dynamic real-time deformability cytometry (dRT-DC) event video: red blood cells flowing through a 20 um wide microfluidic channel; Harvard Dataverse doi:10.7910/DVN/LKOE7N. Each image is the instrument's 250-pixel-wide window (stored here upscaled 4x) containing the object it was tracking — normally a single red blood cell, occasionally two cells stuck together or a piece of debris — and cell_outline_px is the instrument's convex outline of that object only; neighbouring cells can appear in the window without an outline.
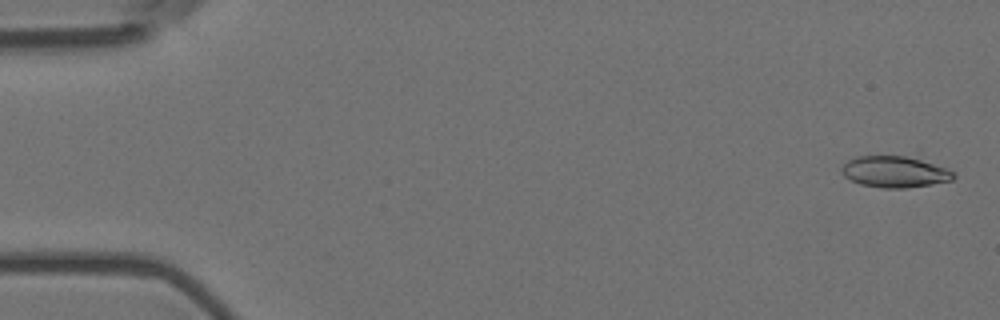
{"species": "Egyptian fruit bat (a non-hibernating species)", "species_latin": "Rousettus aegyptiacus", "temperature_condition": "room temperature", "stored_images_in_passage": 5, "camera_frame_rate_fps": 3000, "um_per_image_px": 0.085, "animal": {"sex": "female"}, "frame": {"image": 1, "passage_image": 1, "time_ms": 0.0, "image_size_px": [1000, 320], "cell_outline_px": [[956, 176], [952, 180], [932, 184], [904, 188], [884, 188], [860, 184], [844, 176], [840, 172], [840, 168], [848, 160], [856, 156], [904, 156], [920, 160], [944, 168], [952, 172]], "centroid_in_image_um": [75.99, 14.61], "position_along_channel_um": 9.0, "area_um2": 20.06}}
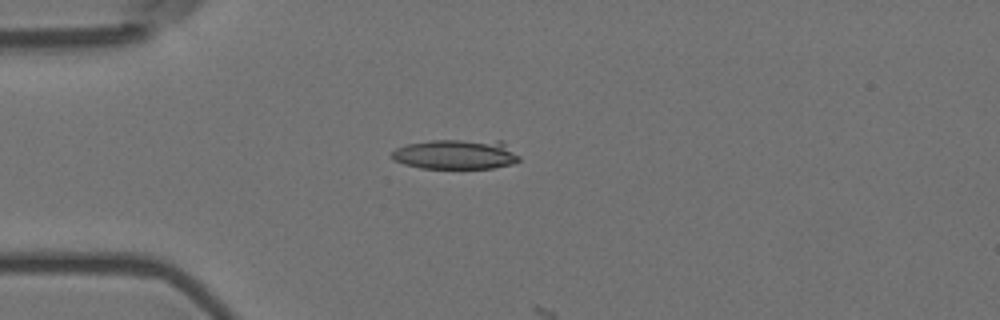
{"frame": {"image": 2, "passage_image": 4, "time_ms": 1.0, "image_size_px": [1000, 320], "cell_outline_px": [[520, 160], [512, 164], [492, 168], [420, 168], [404, 164], [392, 160], [392, 152], [396, 148], [408, 144], [432, 140], [504, 140], [520, 156]], "centroid_in_image_um": [38.81, 13.11], "position_along_channel_um": 46.2, "area_um2": 22.43}}